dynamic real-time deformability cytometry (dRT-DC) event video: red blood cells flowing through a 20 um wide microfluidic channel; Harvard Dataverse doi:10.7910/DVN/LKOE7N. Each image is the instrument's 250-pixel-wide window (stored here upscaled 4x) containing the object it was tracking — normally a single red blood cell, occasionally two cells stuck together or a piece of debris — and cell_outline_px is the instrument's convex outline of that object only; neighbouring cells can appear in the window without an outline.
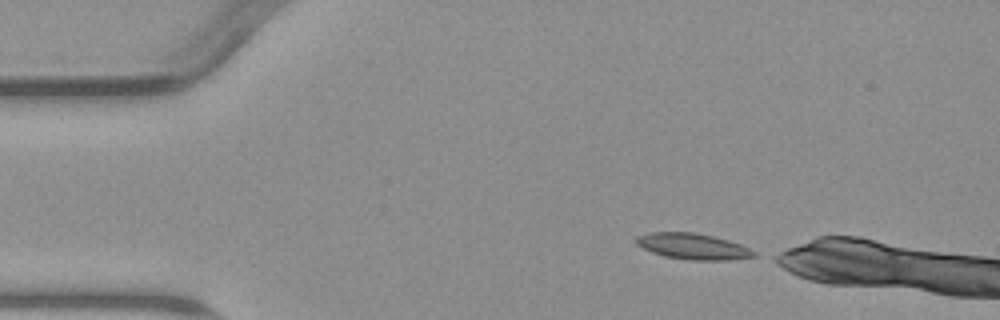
{"species": "common noctule bat (a hibernating species)", "species_latin": "Nyctalus noctula", "temperature_condition": "warm", "stored_images_in_passage": 3, "camera_frame_rate_fps": 3000, "um_per_image_px": 0.085, "animal": {"sex": "male", "body_mass_g": 23.1, "forearm_length_mm": 52.7}, "frame": {"image": 1, "passage_image": 1, "time_ms": 0.0, "image_size_px": [1000, 320], "cell_outline_px": [[756, 256], [728, 260], [692, 260], [664, 256], [652, 252], [636, 244], [632, 240], [636, 236], [648, 232], [696, 232], [728, 240], [740, 244], [756, 252]], "centroid_in_image_um": [58.85, 20.93], "position_along_channel_um": 26.2, "area_um2": 17.86}}